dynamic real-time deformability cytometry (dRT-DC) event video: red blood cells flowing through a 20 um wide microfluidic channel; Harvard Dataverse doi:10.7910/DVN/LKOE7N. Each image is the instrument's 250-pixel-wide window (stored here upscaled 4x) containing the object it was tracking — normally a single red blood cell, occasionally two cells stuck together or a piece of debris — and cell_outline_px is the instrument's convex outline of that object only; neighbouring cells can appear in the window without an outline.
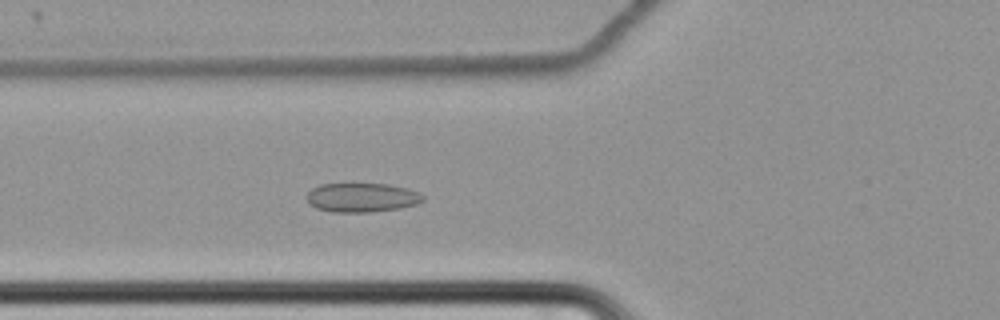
{"species": "common noctule bat (a hibernating species)", "species_latin": "Nyctalus noctula", "temperature_condition": "cold", "stored_images_in_passage": 44, "camera_frame_rate_fps": 3000, "um_per_image_px": 0.085, "animal": {"sex": "female", "body_mass_g": 22.7, "forearm_length_mm": 54.2}, "frame": {"image": 1, "passage_image": 7, "time_ms": 2.0, "image_size_px": [1000, 320], "cell_outline_px": [[424, 200], [416, 204], [400, 208], [372, 212], [332, 212], [316, 208], [308, 204], [304, 196], [312, 188], [320, 184], [388, 184], [420, 192], [424, 196]], "centroid_in_image_um": [30.71, 16.79], "position_along_channel_um": 95.1, "area_um2": 19.88}}
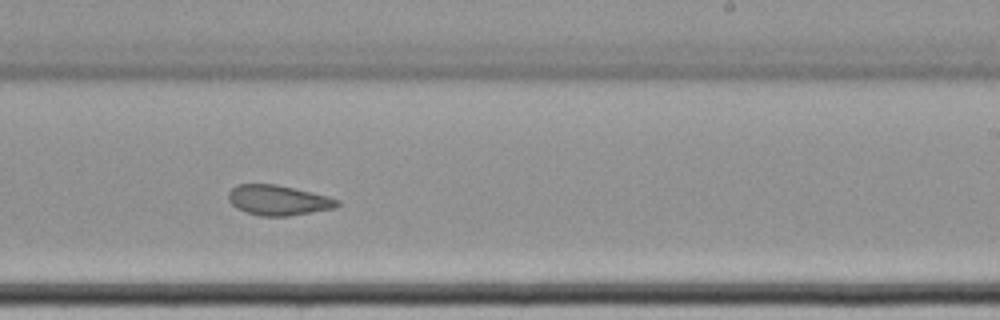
{"frame": {"image": 2, "passage_image": 22, "time_ms": 7.0, "image_size_px": [1000, 320], "cell_outline_px": [[340, 204], [332, 208], [288, 216], [260, 216], [236, 208], [228, 200], [228, 192], [236, 184], [276, 184], [328, 196], [340, 200]], "centroid_in_image_um": [23.61, 17.01], "position_along_channel_um": 265.4, "area_um2": 18.96}}
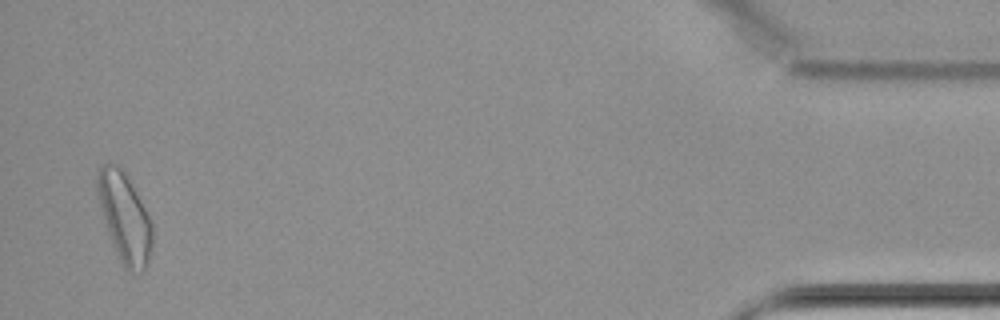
{"frame": {"image": 3, "passage_image": 43, "time_ms": 14.0, "image_size_px": [1000, 320], "cell_outline_px": [[152, 248], [148, 260], [144, 268], [140, 272], [128, 272], [124, 268], [112, 244], [96, 196], [96, 180], [100, 168], [104, 164], [120, 164], [128, 176], [152, 224]], "centroid_in_image_um": [10.57, 18.48], "position_along_channel_um": 424.6, "area_um2": 28.5}, "authors_computed_cell_mechanics": {"area_um2": 20.0855, "velocity_mm_per_s": 3.4124, "shape_relaxation_time_tau1_ms": null, "shape_relaxation_time_tau2_ms": 2.1977, "deformation_change_tau1": null, "deformation_change_tau2": 0.0696}}